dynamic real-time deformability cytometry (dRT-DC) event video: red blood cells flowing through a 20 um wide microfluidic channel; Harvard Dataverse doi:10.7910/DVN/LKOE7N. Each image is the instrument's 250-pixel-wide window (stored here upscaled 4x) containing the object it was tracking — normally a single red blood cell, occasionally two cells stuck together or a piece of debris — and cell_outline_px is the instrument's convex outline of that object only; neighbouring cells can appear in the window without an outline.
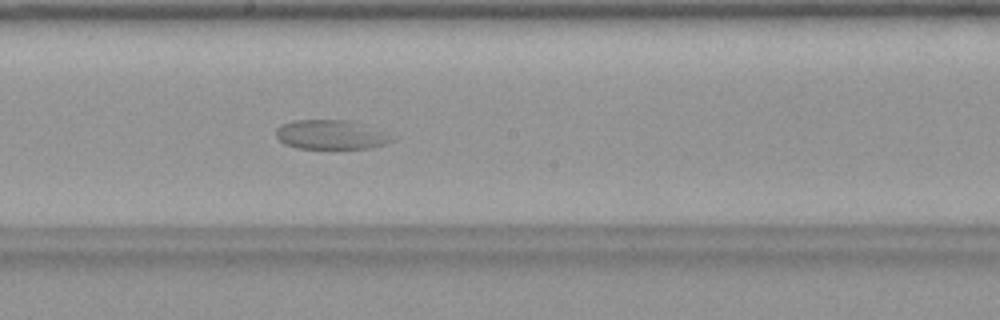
{"species": "common noctule bat (a hibernating species)", "species_latin": "Nyctalus noctula", "temperature_condition": "warm", "stored_images_in_passage": 37, "camera_frame_rate_fps": 3000, "um_per_image_px": 0.085, "animal": {"sex": "female", "body_mass_g": 19.9}, "frame": {"image": 1, "passage_image": 16, "time_ms": 5.0, "image_size_px": [1000, 320], "cell_outline_px": [[396, 140], [384, 144], [368, 148], [300, 148], [284, 144], [276, 136], [276, 128], [280, 124], [292, 120], [352, 120], [380, 132]], "centroid_in_image_um": [28.03, 11.44], "position_along_channel_um": 220.2, "area_um2": 19.42}}